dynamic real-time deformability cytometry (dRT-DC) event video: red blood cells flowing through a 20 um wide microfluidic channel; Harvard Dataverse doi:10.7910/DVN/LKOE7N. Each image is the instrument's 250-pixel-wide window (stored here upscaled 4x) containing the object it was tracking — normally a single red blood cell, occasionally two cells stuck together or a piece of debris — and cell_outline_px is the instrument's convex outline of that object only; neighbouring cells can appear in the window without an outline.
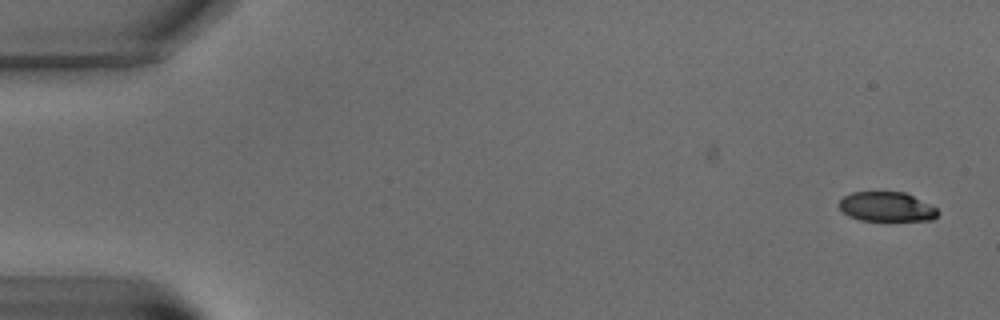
{"species": "common noctule bat (a hibernating species)", "species_latin": "Nyctalus noctula", "temperature_condition": "warm", "stored_images_in_passage": 3, "camera_frame_rate_fps": 3000, "um_per_image_px": 0.085, "animal": {"sex": "male", "body_mass_g": 15.6}, "frame": {"image": 1, "passage_image": 3, "time_ms": 2.667, "image_size_px": [1000, 320], "cell_outline_px": [[940, 212], [932, 220], [860, 220], [848, 216], [840, 208], [840, 200], [844, 196], [852, 192], [904, 192], [936, 208]], "centroid_in_image_um": [75.35, 17.57], "position_along_channel_um": 9.7, "area_um2": 16.7}}